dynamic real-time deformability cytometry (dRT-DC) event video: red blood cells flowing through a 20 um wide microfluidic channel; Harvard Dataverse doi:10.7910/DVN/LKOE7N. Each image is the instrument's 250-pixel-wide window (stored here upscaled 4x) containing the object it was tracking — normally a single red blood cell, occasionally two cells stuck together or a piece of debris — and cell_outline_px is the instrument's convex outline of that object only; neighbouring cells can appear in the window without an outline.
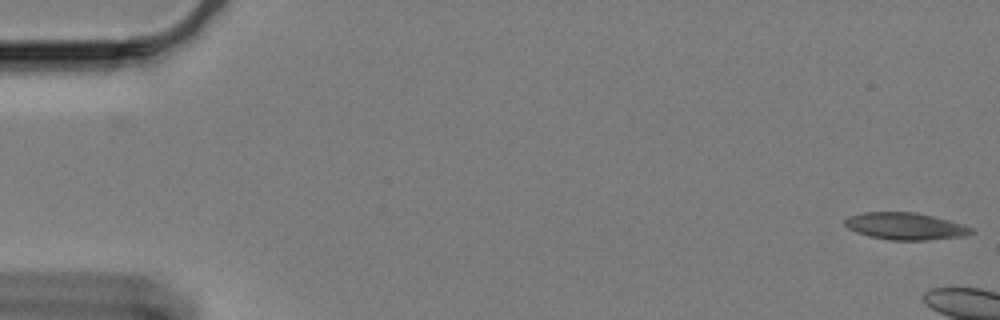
{"species": "Egyptian fruit bat (a non-hibernating species)", "species_latin": "Rousettus aegyptiacus", "temperature_condition": "cold", "stored_images_in_passage": 6, "camera_frame_rate_fps": 3000, "um_per_image_px": 0.085, "animal": {"sex": "female"}, "frame": {"image": 1, "passage_image": 1, "time_ms": 0.0, "image_size_px": [1000, 320], "cell_outline_px": [[976, 232], [964, 236], [928, 240], [892, 240], [872, 236], [856, 232], [848, 228], [844, 224], [844, 220], [848, 216], [864, 212], [916, 212], [964, 224], [972, 228]], "centroid_in_image_um": [76.98, 19.22], "position_along_channel_um": 8.0, "area_um2": 19.88}}